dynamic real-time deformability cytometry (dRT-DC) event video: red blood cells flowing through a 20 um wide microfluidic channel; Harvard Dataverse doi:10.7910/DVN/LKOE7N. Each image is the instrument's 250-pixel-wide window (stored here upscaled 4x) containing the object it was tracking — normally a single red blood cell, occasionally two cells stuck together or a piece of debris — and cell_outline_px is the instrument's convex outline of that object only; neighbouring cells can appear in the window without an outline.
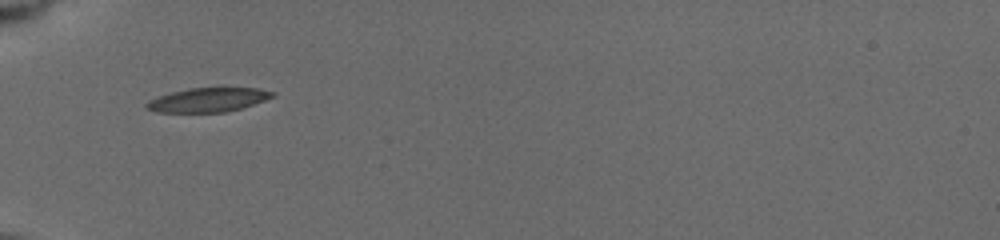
{"species": "common noctule bat (a hibernating species)", "species_latin": "Nyctalus noctula", "temperature_condition": "cold", "stored_images_in_passage": 7, "camera_frame_rate_fps": 3000, "um_per_image_px": 0.085, "animal": {"sex": "female", "body_mass_g": 19.5, "forearm_length_mm": 54.1}, "frame": {"image": 1, "passage_image": 1, "time_ms": 0.0, "image_size_px": [1000, 240], "cell_outline_px": [[276, 96], [240, 108], [224, 112], [156, 112], [144, 108], [144, 104], [148, 100], [156, 96], [188, 88], [224, 84], [260, 88], [276, 92]], "centroid_in_image_um": [17.72, 8.42], "position_along_channel_um": 67.3, "area_um2": 18.79}}
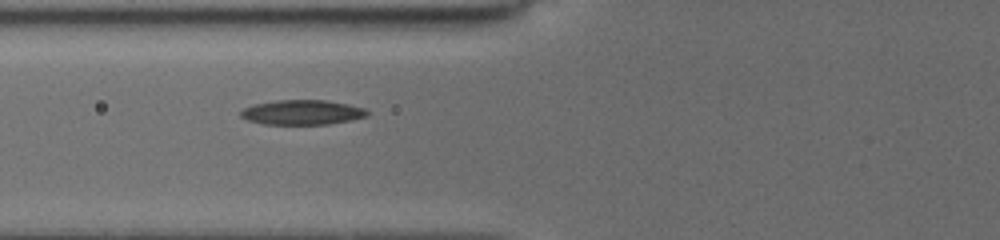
{"frame": {"image": 2, "passage_image": 5, "time_ms": 1.0, "image_size_px": [1000, 240], "cell_outline_px": [[368, 116], [352, 120], [328, 124], [264, 124], [248, 120], [240, 116], [240, 112], [244, 108], [252, 104], [276, 100], [328, 100], [348, 104], [364, 108], [368, 112]], "centroid_in_image_um": [25.69, 9.54], "position_along_channel_um": 100.1, "area_um2": 18.32}}